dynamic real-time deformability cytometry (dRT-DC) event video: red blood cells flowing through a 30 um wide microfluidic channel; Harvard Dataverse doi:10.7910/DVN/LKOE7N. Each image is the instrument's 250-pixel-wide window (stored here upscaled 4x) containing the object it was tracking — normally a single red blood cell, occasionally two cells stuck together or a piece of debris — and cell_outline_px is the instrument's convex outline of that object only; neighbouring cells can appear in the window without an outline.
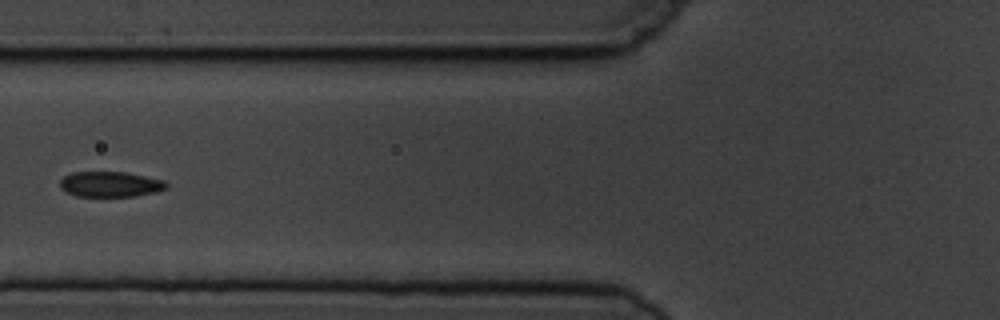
{"species": "common noctule bat (a hibernating species)", "species_latin": "Nyctalus noctula", "temperature_condition": "cold", "stored_images_in_passage": 3, "camera_frame_rate_fps": 3000, "um_per_image_px": 0.085, "animal": {"sex": "male", "body_mass_g": 19.5, "forearm_length_mm": 54.6}, "frame": {"image": 1, "passage_image": 2, "time_ms": 1.333, "image_size_px": [1000, 320], "cell_outline_px": [[168, 188], [156, 192], [136, 196], [76, 196], [64, 192], [60, 188], [60, 180], [64, 176], [72, 172], [124, 172], [164, 180], [168, 184]], "centroid_in_image_um": [9.36, 15.66], "position_along_channel_um": 116.4, "area_um2": 15.84}}
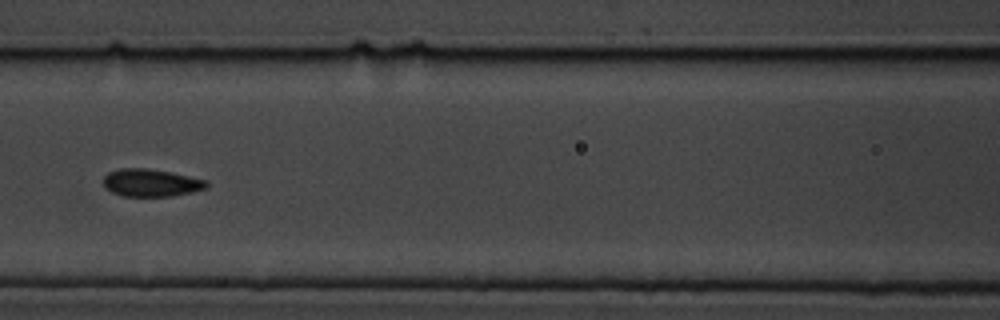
{"frame": {"image": 2, "passage_image": 3, "time_ms": 2.333, "image_size_px": [1000, 320], "cell_outline_px": [[208, 188], [192, 192], [172, 196], [120, 196], [104, 188], [104, 176], [108, 172], [120, 168], [144, 168], [168, 172], [208, 180]], "centroid_in_image_um": [12.83, 15.54], "position_along_channel_um": 153.8, "area_um2": 16.59}}